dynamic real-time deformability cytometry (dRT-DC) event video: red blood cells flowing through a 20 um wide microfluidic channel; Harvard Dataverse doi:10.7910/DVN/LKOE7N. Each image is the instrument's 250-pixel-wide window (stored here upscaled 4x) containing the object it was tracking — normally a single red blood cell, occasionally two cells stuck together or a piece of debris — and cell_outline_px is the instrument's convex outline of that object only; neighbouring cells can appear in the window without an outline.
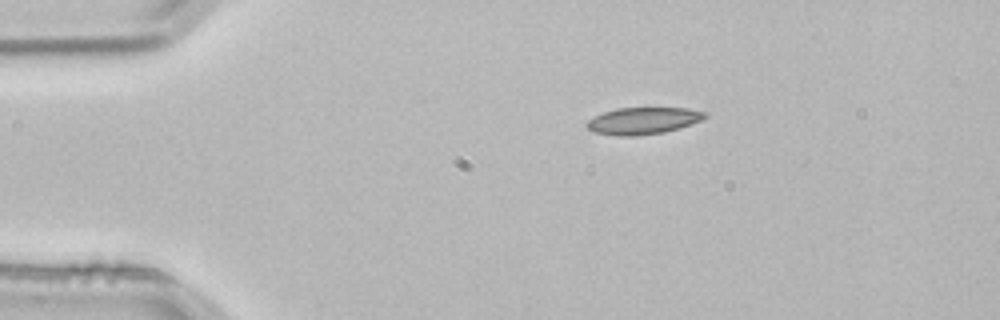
{"species": "common noctule bat (a hibernating species)", "species_latin": "Nyctalus noctula", "temperature_condition": "room temperature", "stored_images_in_passage": 2, "camera_frame_rate_fps": 3000, "um_per_image_px": 0.085, "animal": {"sex": "male", "body_mass_g": 21.5, "forearm_length_mm": 52.0}, "frame": {"image": 1, "passage_image": 1, "time_ms": 0.0, "image_size_px": [1000, 320], "cell_outline_px": [[708, 116], [700, 120], [680, 128], [664, 132], [632, 136], [616, 136], [592, 132], [584, 124], [588, 120], [604, 112], [616, 108], [688, 108], [708, 112]], "centroid_in_image_um": [54.66, 10.26], "position_along_channel_um": 30.3, "area_um2": 18.55}}